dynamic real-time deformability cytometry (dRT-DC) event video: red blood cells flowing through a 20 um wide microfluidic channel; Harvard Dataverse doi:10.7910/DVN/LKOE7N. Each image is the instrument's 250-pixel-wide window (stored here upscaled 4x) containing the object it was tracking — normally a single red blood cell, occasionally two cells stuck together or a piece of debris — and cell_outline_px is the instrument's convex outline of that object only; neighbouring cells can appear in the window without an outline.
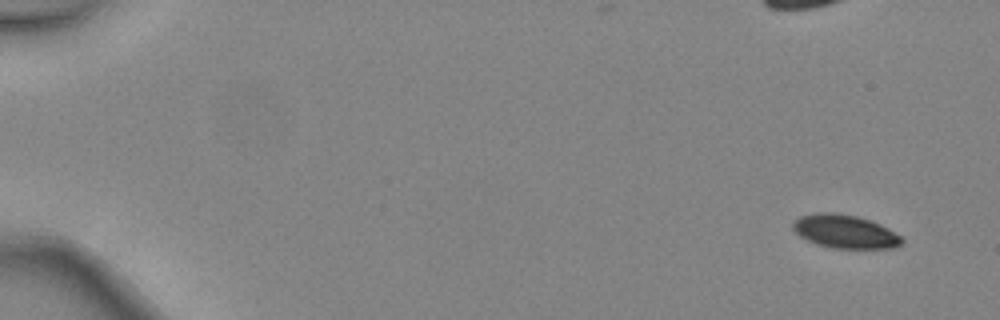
{"species": "common noctule bat (a hibernating species)", "species_latin": "Nyctalus noctula", "temperature_condition": "warm", "stored_images_in_passage": 4, "camera_frame_rate_fps": 3000, "um_per_image_px": 0.085, "animal": {"sex": "female", "body_mass_g": 24.6, "forearm_length_mm": 56.2}, "frame": {"image": 1, "passage_image": 1, "time_ms": 0.0, "image_size_px": [1000, 320], "cell_outline_px": [[904, 240], [896, 248], [832, 248], [816, 244], [800, 236], [792, 228], [792, 224], [800, 216], [816, 212], [836, 212], [856, 216], [872, 220], [888, 228], [900, 236]], "centroid_in_image_um": [71.82, 19.67], "position_along_channel_um": 13.2, "area_um2": 21.27}}